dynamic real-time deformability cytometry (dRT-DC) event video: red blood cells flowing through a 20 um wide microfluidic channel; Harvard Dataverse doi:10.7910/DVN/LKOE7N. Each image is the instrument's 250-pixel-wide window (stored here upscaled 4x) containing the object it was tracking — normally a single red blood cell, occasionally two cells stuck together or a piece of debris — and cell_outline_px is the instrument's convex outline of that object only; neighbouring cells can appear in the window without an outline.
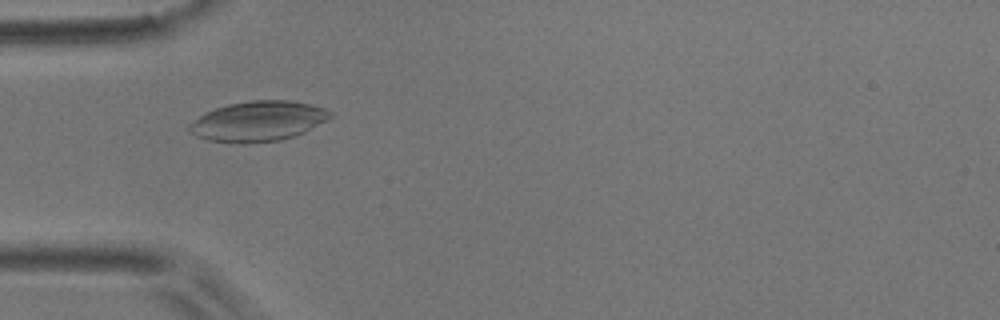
{"species": "common noctule bat (a hibernating species)", "species_latin": "Nyctalus noctula", "temperature_condition": "room temperature", "stored_images_in_passage": 55, "camera_frame_rate_fps": 3000, "um_per_image_px": 0.085, "animal": {"sex": "male", "body_mass_g": 17.9}, "frame": {"image": 1, "passage_image": 17, "time_ms": 5.333, "image_size_px": [1000, 320], "cell_outline_px": [[332, 116], [328, 120], [296, 136], [280, 140], [244, 144], [208, 140], [196, 136], [184, 128], [188, 124], [204, 112], [228, 104], [252, 100], [288, 100], [308, 104], [324, 108], [332, 112]], "centroid_in_image_um": [21.9, 10.31], "position_along_channel_um": 63.1, "area_um2": 33.18}}
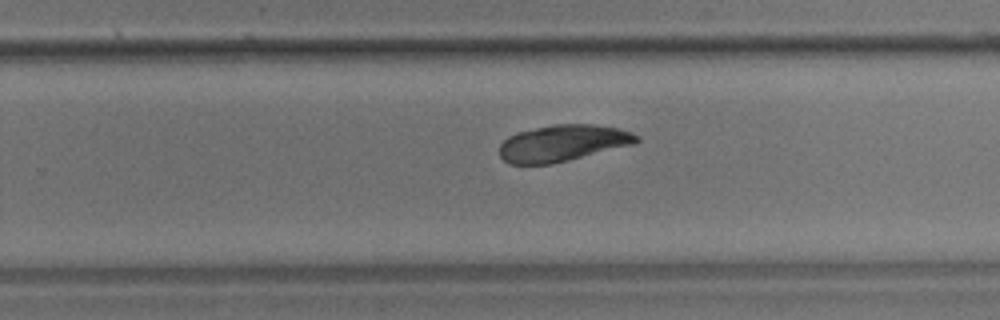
{"frame": {"image": 2, "passage_image": 35, "time_ms": 11.333, "image_size_px": [1000, 320], "cell_outline_px": [[640, 140], [636, 144], [552, 164], [508, 164], [500, 156], [500, 144], [508, 136], [516, 132], [556, 124], [596, 124], [620, 128], [632, 132], [640, 136]], "centroid_in_image_um": [47.88, 12.16], "position_along_channel_um": 281.9, "area_um2": 29.42}}
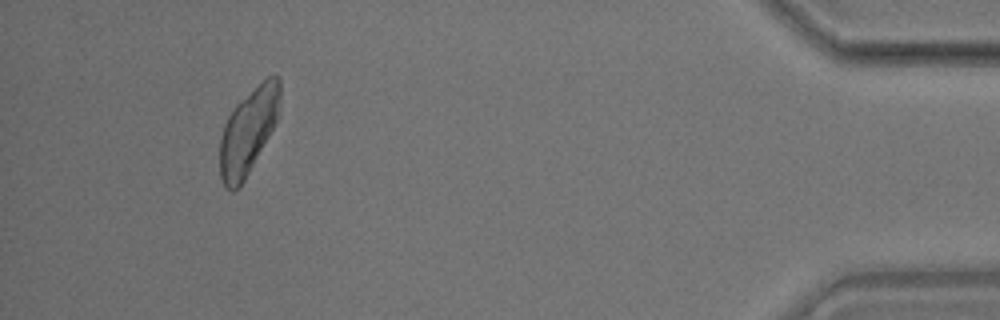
{"frame": {"image": 3, "passage_image": 51, "time_ms": 16.667, "image_size_px": [1000, 320], "cell_outline_px": [[280, 100], [276, 120], [272, 128], [240, 188], [232, 192], [224, 188], [220, 176], [220, 136], [224, 124], [228, 116], [236, 104], [240, 100], [268, 76], [276, 72], [280, 76]], "centroid_in_image_um": [21.08, 11.15], "position_along_channel_um": 414.1, "area_um2": 29.77}}